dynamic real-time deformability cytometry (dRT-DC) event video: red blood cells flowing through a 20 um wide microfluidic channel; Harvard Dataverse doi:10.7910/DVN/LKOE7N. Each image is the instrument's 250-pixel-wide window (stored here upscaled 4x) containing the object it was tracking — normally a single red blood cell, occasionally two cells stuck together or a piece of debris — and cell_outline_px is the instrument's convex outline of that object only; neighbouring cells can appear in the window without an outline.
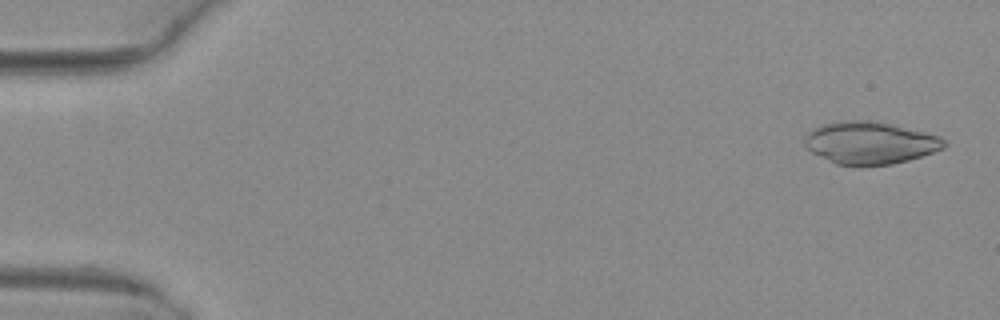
{"species": "common noctule bat (a hibernating species)", "species_latin": "Nyctalus noctula", "temperature_condition": "warm", "stored_images_in_passage": 5, "camera_frame_rate_fps": 3000, "um_per_image_px": 0.085, "animal": {"sex": "female", "body_mass_g": 29.2, "forearm_length_mm": 56.3}, "frame": {"image": 1, "passage_image": 1, "time_ms": 0.0, "image_size_px": [1000, 320], "cell_outline_px": [[948, 144], [944, 148], [908, 160], [892, 164], [856, 168], [836, 164], [812, 152], [804, 144], [804, 136], [808, 132], [824, 124], [840, 120], [872, 120], [892, 124], [940, 136]], "centroid_in_image_um": [73.94, 12.16], "position_along_channel_um": 11.1, "area_um2": 34.8}}